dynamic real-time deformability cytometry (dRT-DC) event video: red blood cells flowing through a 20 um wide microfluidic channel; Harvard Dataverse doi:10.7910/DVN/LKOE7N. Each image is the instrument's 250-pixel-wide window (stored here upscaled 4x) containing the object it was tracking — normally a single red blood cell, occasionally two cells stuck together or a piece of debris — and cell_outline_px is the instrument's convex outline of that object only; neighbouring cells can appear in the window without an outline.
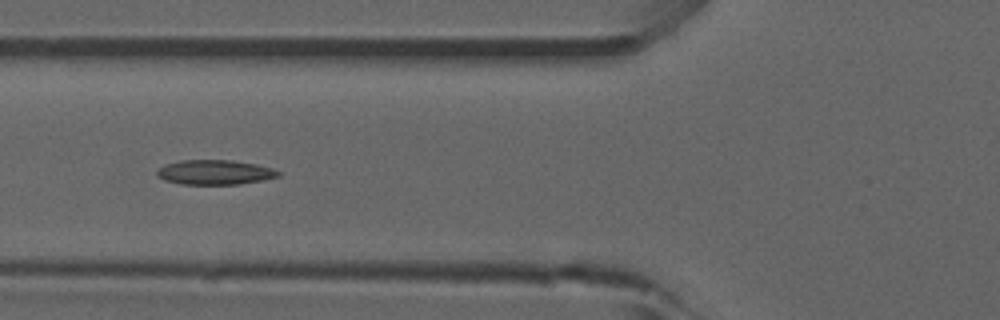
{"species": "common noctule bat (a hibernating species)", "species_latin": "Nyctalus noctula", "temperature_condition": "room temperature", "stored_images_in_passage": 39, "camera_frame_rate_fps": 3000, "um_per_image_px": 0.085, "animal": {"sex": "male", "forearm_length_mm": 52.5}, "frame": {"image": 1, "passage_image": 6, "time_ms": 1.667, "image_size_px": [1000, 320], "cell_outline_px": [[280, 176], [264, 180], [240, 184], [180, 184], [164, 180], [156, 176], [156, 172], [164, 164], [180, 160], [232, 160], [256, 164], [272, 168], [280, 172]], "centroid_in_image_um": [18.25, 14.64], "position_along_channel_um": 107.6, "area_um2": 17.57}}
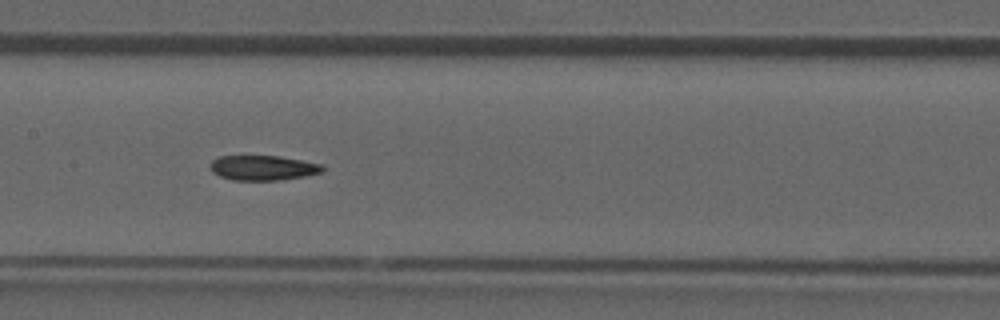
{"frame": {"image": 2, "passage_image": 12, "time_ms": 3.667, "image_size_px": [1000, 320], "cell_outline_px": [[324, 172], [304, 176], [280, 180], [232, 180], [220, 176], [212, 172], [212, 160], [220, 156], [280, 156], [324, 164]], "centroid_in_image_um": [22.41, 14.26], "position_along_channel_um": 185.0, "area_um2": 16.3}, "authors_computed_cell_mechanics": {"area_um2": 16.762, "velocity_mm_per_s": 3.8616, "shape_relaxation_time_tau1_ms": null, "shape_relaxation_time_tau2_ms": 4.1893, "deformation_change_tau1": null, "deformation_change_tau2": 0.0964}}